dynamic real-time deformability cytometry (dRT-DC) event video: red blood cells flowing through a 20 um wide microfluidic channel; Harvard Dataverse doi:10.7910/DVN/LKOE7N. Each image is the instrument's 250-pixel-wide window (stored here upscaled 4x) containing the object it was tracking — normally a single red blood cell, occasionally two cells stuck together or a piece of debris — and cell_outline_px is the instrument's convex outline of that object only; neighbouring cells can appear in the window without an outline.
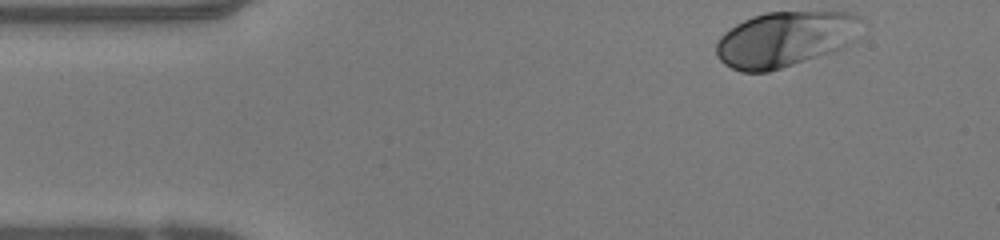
{"species": "human", "species_latin": "Homo sapiens", "temperature_condition": "warm", "stored_images_in_passage": 44, "camera_frame_rate_fps": 3000, "um_per_image_px": 0.085, "donor": {"sex": "female"}, "frame": {"image": 1, "passage_image": 1, "time_ms": 0.0, "image_size_px": [1000, 240], "cell_outline_px": [[860, 16], [848, 44], [840, 48], [768, 72], [740, 72], [724, 64], [716, 56], [716, 40], [724, 32], [736, 24], [752, 16], [764, 12], [852, 12]], "centroid_in_image_um": [66.59, 3.32], "position_along_channel_um": 18.4, "area_um2": 45.89}}
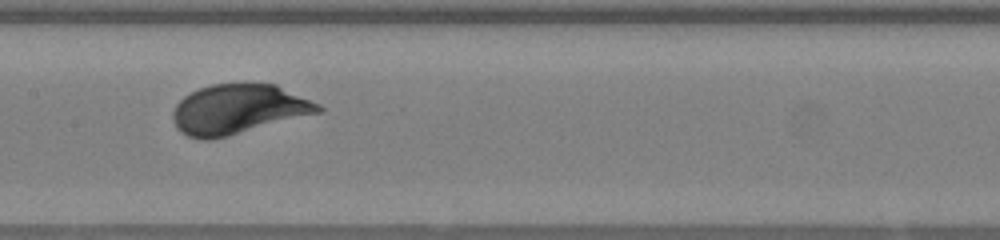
{"frame": {"image": 2, "passage_image": 19, "time_ms": 6.0, "image_size_px": [1000, 240], "cell_outline_px": [[324, 112], [212, 140], [200, 140], [188, 136], [180, 132], [176, 128], [172, 116], [172, 112], [176, 104], [184, 96], [200, 88], [212, 84], [244, 80], [276, 84], [320, 104], [324, 108]], "centroid_in_image_um": [20.28, 9.26], "position_along_channel_um": 187.1, "area_um2": 43.23}}
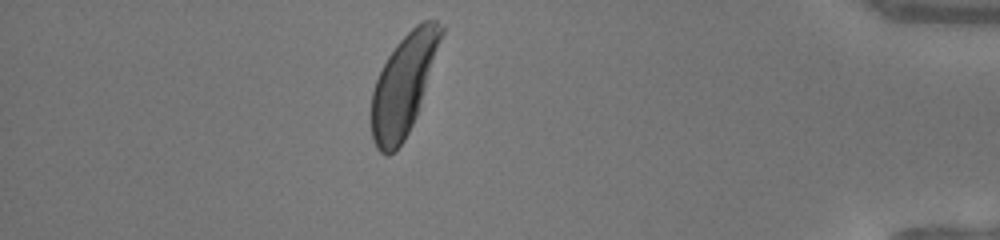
{"frame": {"image": 3, "passage_image": 38, "time_ms": 12.333, "image_size_px": [1000, 240], "cell_outline_px": [[444, 32], [420, 108], [404, 140], [396, 152], [388, 156], [384, 156], [376, 148], [372, 140], [372, 92], [376, 80], [388, 56], [396, 44], [416, 24], [424, 20], [436, 20], [444, 28]], "centroid_in_image_um": [34.31, 7.24], "position_along_channel_um": 400.9, "area_um2": 40.69}, "authors_computed_cell_mechanics": {"area_um2": 41.6449, "velocity_mm_per_s": 4.1376, "shape_relaxation_time_tau1_ms": 1.6943, "shape_relaxation_time_tau2_ms": null, "deformation_change_tau1": 0.1291, "deformation_change_tau2": null}}